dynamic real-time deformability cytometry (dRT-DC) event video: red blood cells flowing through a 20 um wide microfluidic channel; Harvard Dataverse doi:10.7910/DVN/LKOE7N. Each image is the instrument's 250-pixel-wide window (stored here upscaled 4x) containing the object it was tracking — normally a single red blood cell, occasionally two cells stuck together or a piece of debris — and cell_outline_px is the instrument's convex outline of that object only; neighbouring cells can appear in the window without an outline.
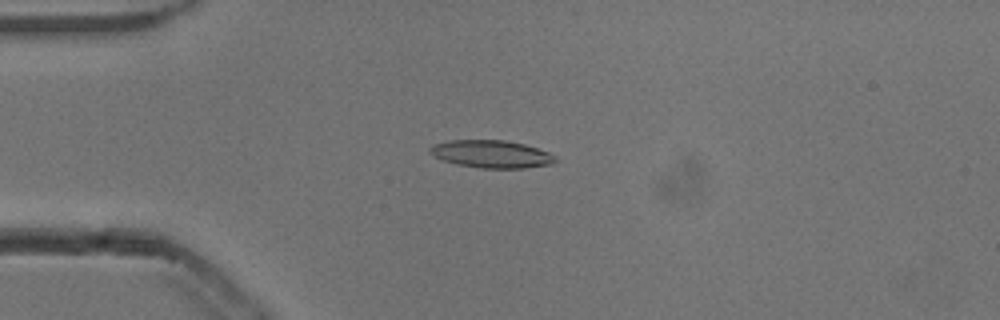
{"species": "common noctule bat (a hibernating species)", "species_latin": "Nyctalus noctula", "temperature_condition": "cold", "stored_images_in_passage": 54, "camera_frame_rate_fps": 3000, "um_per_image_px": 0.085, "animal": {"sex": "male", "body_mass_g": 13.3}, "frame": {"image": 1, "passage_image": 14, "time_ms": 4.333, "image_size_px": [1000, 320], "cell_outline_px": [[556, 160], [552, 164], [524, 168], [480, 168], [456, 164], [432, 156], [428, 152], [428, 148], [432, 144], [452, 140], [504, 140], [524, 144], [548, 152], [556, 156]], "centroid_in_image_um": [41.73, 13.09], "position_along_channel_um": 43.3, "area_um2": 20.23}}
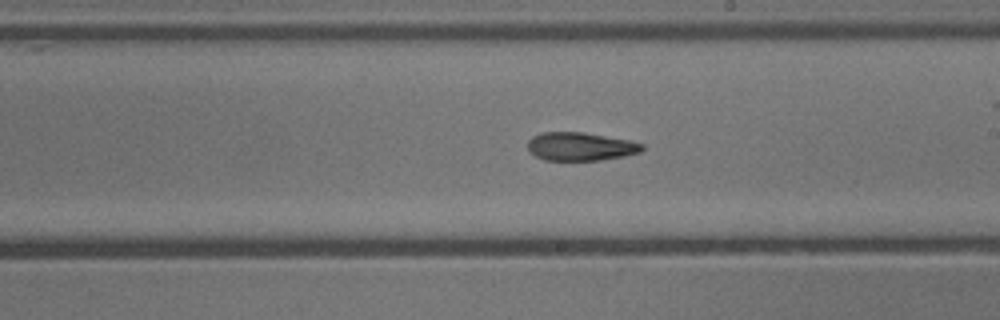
{"frame": {"image": 2, "passage_image": 31, "time_ms": 10.0, "image_size_px": [1000, 320], "cell_outline_px": [[644, 148], [640, 152], [624, 156], [600, 160], [544, 160], [528, 152], [528, 140], [532, 136], [540, 132], [584, 132], [628, 140], [644, 144]], "centroid_in_image_um": [49.31, 12.45], "position_along_channel_um": 239.7, "area_um2": 18.96}}
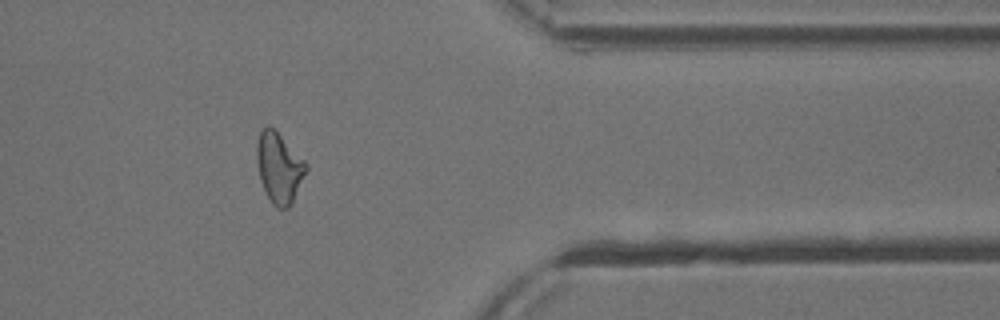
{"frame": {"image": 3, "passage_image": 44, "time_ms": 14.333, "image_size_px": [1000, 320], "cell_outline_px": [[308, 168], [288, 208], [276, 208], [272, 204], [260, 180], [256, 164], [256, 144], [260, 132], [268, 124], [308, 164]], "centroid_in_image_um": [23.69, 14.26], "position_along_channel_um": 387.7, "area_um2": 19.77}, "authors_computed_cell_mechanics": {"area_um2": 19.8254, "velocity_mm_per_s": 3.8416, "shape_relaxation_time_tau1_ms": null, "shape_relaxation_time_tau2_ms": 9.3338, "deformation_change_tau1": null, "deformation_change_tau2": 0.1898}}